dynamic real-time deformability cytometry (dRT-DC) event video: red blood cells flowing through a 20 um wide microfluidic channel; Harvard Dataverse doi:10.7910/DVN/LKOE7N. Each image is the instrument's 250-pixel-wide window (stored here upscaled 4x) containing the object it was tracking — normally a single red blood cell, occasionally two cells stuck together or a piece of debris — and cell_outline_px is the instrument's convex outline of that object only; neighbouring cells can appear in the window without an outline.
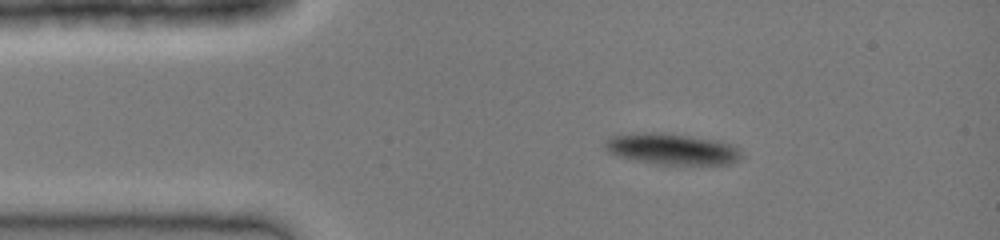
{"species": "common noctule bat (a hibernating species)", "species_latin": "Nyctalus noctula", "temperature_condition": "cold", "stored_images_in_passage": 46, "segment_of_instrument_passage": [1, 2], "camera_frame_rate_fps": 3000, "um_per_image_px": 0.085, "animal": {"sex": "female", "body_mass_g": 19.0, "forearm_length_mm": 51.5}, "frame": {"image": 1, "passage_image": 7, "time_ms": 2.0, "image_size_px": [1000, 240], "cell_outline_px": [[744, 156], [728, 164], [656, 164], [632, 160], [616, 156], [608, 152], [604, 148], [604, 144], [612, 136], [632, 132], [660, 132], [716, 140], [732, 144], [740, 148]], "centroid_in_image_um": [57.09, 12.66], "position_along_channel_um": 27.9, "area_um2": 24.97}}
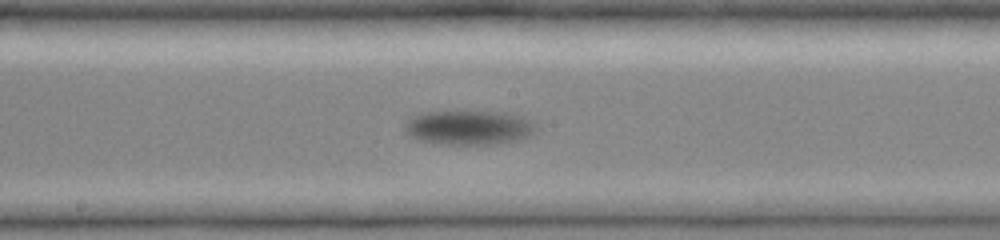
{"frame": {"image": 2, "passage_image": 23, "time_ms": 7.333, "image_size_px": [1000, 240], "cell_outline_px": [[536, 124], [532, 132], [528, 136], [516, 140], [496, 144], [444, 144], [416, 140], [408, 136], [404, 128], [404, 124], [412, 116], [424, 112], [492, 112], [516, 116], [528, 120]], "centroid_in_image_um": [39.74, 10.86], "position_along_channel_um": 208.5, "area_um2": 25.78}}
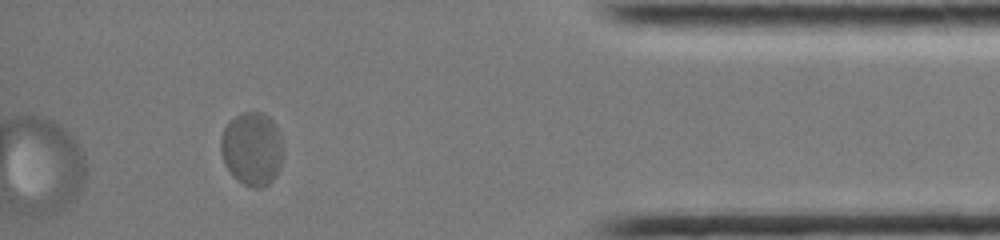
{"frame": {"image": 3, "passage_image": 40, "time_ms": 13.0, "image_size_px": [1000, 240], "cell_outline_px": [[284, 152], [280, 168], [276, 176], [268, 184], [260, 188], [252, 188], [244, 184], [224, 164], [220, 152], [220, 140], [224, 128], [236, 116], [244, 112], [264, 112], [276, 124], [280, 132]], "centroid_in_image_um": [21.46, 12.63], "position_along_channel_um": 413.7, "area_um2": 26.82}}